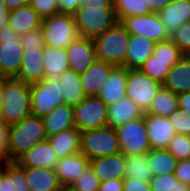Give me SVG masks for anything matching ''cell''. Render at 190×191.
Returning a JSON list of instances; mask_svg holds the SVG:
<instances>
[{"instance_id":"47","label":"cell","mask_w":190,"mask_h":191,"mask_svg":"<svg viewBox=\"0 0 190 191\" xmlns=\"http://www.w3.org/2000/svg\"><path fill=\"white\" fill-rule=\"evenodd\" d=\"M82 8H113V0H79Z\"/></svg>"},{"instance_id":"39","label":"cell","mask_w":190,"mask_h":191,"mask_svg":"<svg viewBox=\"0 0 190 191\" xmlns=\"http://www.w3.org/2000/svg\"><path fill=\"white\" fill-rule=\"evenodd\" d=\"M168 119L176 133L190 135V113L180 108L172 112Z\"/></svg>"},{"instance_id":"14","label":"cell","mask_w":190,"mask_h":191,"mask_svg":"<svg viewBox=\"0 0 190 191\" xmlns=\"http://www.w3.org/2000/svg\"><path fill=\"white\" fill-rule=\"evenodd\" d=\"M70 70L78 74L85 72L96 60L93 39L78 36L66 47Z\"/></svg>"},{"instance_id":"53","label":"cell","mask_w":190,"mask_h":191,"mask_svg":"<svg viewBox=\"0 0 190 191\" xmlns=\"http://www.w3.org/2000/svg\"><path fill=\"white\" fill-rule=\"evenodd\" d=\"M4 2L8 11H11L29 4V0H4Z\"/></svg>"},{"instance_id":"48","label":"cell","mask_w":190,"mask_h":191,"mask_svg":"<svg viewBox=\"0 0 190 191\" xmlns=\"http://www.w3.org/2000/svg\"><path fill=\"white\" fill-rule=\"evenodd\" d=\"M10 126L0 119V151L7 158V146Z\"/></svg>"},{"instance_id":"58","label":"cell","mask_w":190,"mask_h":191,"mask_svg":"<svg viewBox=\"0 0 190 191\" xmlns=\"http://www.w3.org/2000/svg\"><path fill=\"white\" fill-rule=\"evenodd\" d=\"M4 172H5V163H0V178Z\"/></svg>"},{"instance_id":"17","label":"cell","mask_w":190,"mask_h":191,"mask_svg":"<svg viewBox=\"0 0 190 191\" xmlns=\"http://www.w3.org/2000/svg\"><path fill=\"white\" fill-rule=\"evenodd\" d=\"M15 78L27 84L40 82L45 78L43 48L24 49L21 66Z\"/></svg>"},{"instance_id":"49","label":"cell","mask_w":190,"mask_h":191,"mask_svg":"<svg viewBox=\"0 0 190 191\" xmlns=\"http://www.w3.org/2000/svg\"><path fill=\"white\" fill-rule=\"evenodd\" d=\"M124 179H113L101 182L99 191H123Z\"/></svg>"},{"instance_id":"12","label":"cell","mask_w":190,"mask_h":191,"mask_svg":"<svg viewBox=\"0 0 190 191\" xmlns=\"http://www.w3.org/2000/svg\"><path fill=\"white\" fill-rule=\"evenodd\" d=\"M107 107L98 96H86L73 107L75 127L81 132L107 126Z\"/></svg>"},{"instance_id":"2","label":"cell","mask_w":190,"mask_h":191,"mask_svg":"<svg viewBox=\"0 0 190 191\" xmlns=\"http://www.w3.org/2000/svg\"><path fill=\"white\" fill-rule=\"evenodd\" d=\"M3 106L0 119L6 124L19 123L31 115L30 84L11 77L3 78Z\"/></svg>"},{"instance_id":"10","label":"cell","mask_w":190,"mask_h":191,"mask_svg":"<svg viewBox=\"0 0 190 191\" xmlns=\"http://www.w3.org/2000/svg\"><path fill=\"white\" fill-rule=\"evenodd\" d=\"M119 140L121 153L126 155L145 154L151 148L143 117L126 122L115 128Z\"/></svg>"},{"instance_id":"33","label":"cell","mask_w":190,"mask_h":191,"mask_svg":"<svg viewBox=\"0 0 190 191\" xmlns=\"http://www.w3.org/2000/svg\"><path fill=\"white\" fill-rule=\"evenodd\" d=\"M178 108L177 94L161 86L152 100L148 111L144 114H152L160 117H168Z\"/></svg>"},{"instance_id":"3","label":"cell","mask_w":190,"mask_h":191,"mask_svg":"<svg viewBox=\"0 0 190 191\" xmlns=\"http://www.w3.org/2000/svg\"><path fill=\"white\" fill-rule=\"evenodd\" d=\"M130 34L117 21L110 29L93 39L96 59L117 67H125V56Z\"/></svg>"},{"instance_id":"51","label":"cell","mask_w":190,"mask_h":191,"mask_svg":"<svg viewBox=\"0 0 190 191\" xmlns=\"http://www.w3.org/2000/svg\"><path fill=\"white\" fill-rule=\"evenodd\" d=\"M172 0H145L151 13H159Z\"/></svg>"},{"instance_id":"41","label":"cell","mask_w":190,"mask_h":191,"mask_svg":"<svg viewBox=\"0 0 190 191\" xmlns=\"http://www.w3.org/2000/svg\"><path fill=\"white\" fill-rule=\"evenodd\" d=\"M29 4L42 19L60 12L56 0H29Z\"/></svg>"},{"instance_id":"28","label":"cell","mask_w":190,"mask_h":191,"mask_svg":"<svg viewBox=\"0 0 190 191\" xmlns=\"http://www.w3.org/2000/svg\"><path fill=\"white\" fill-rule=\"evenodd\" d=\"M47 138L75 127L73 107L62 104L42 118Z\"/></svg>"},{"instance_id":"25","label":"cell","mask_w":190,"mask_h":191,"mask_svg":"<svg viewBox=\"0 0 190 191\" xmlns=\"http://www.w3.org/2000/svg\"><path fill=\"white\" fill-rule=\"evenodd\" d=\"M41 23L42 18L30 4L8 12L7 26L19 35L41 27Z\"/></svg>"},{"instance_id":"7","label":"cell","mask_w":190,"mask_h":191,"mask_svg":"<svg viewBox=\"0 0 190 191\" xmlns=\"http://www.w3.org/2000/svg\"><path fill=\"white\" fill-rule=\"evenodd\" d=\"M79 36L94 39L118 20L113 8H82L78 7L73 14Z\"/></svg>"},{"instance_id":"60","label":"cell","mask_w":190,"mask_h":191,"mask_svg":"<svg viewBox=\"0 0 190 191\" xmlns=\"http://www.w3.org/2000/svg\"><path fill=\"white\" fill-rule=\"evenodd\" d=\"M17 191H31L30 189H20V190H17Z\"/></svg>"},{"instance_id":"6","label":"cell","mask_w":190,"mask_h":191,"mask_svg":"<svg viewBox=\"0 0 190 191\" xmlns=\"http://www.w3.org/2000/svg\"><path fill=\"white\" fill-rule=\"evenodd\" d=\"M41 28L49 47L66 48L79 36L73 15L61 12L43 18Z\"/></svg>"},{"instance_id":"26","label":"cell","mask_w":190,"mask_h":191,"mask_svg":"<svg viewBox=\"0 0 190 191\" xmlns=\"http://www.w3.org/2000/svg\"><path fill=\"white\" fill-rule=\"evenodd\" d=\"M162 86L177 95L190 92V55H184L170 68Z\"/></svg>"},{"instance_id":"50","label":"cell","mask_w":190,"mask_h":191,"mask_svg":"<svg viewBox=\"0 0 190 191\" xmlns=\"http://www.w3.org/2000/svg\"><path fill=\"white\" fill-rule=\"evenodd\" d=\"M59 7L60 12L65 14L73 15L77 8L79 7V0H56Z\"/></svg>"},{"instance_id":"27","label":"cell","mask_w":190,"mask_h":191,"mask_svg":"<svg viewBox=\"0 0 190 191\" xmlns=\"http://www.w3.org/2000/svg\"><path fill=\"white\" fill-rule=\"evenodd\" d=\"M25 177L31 191H59L61 188L55 169L25 167Z\"/></svg>"},{"instance_id":"32","label":"cell","mask_w":190,"mask_h":191,"mask_svg":"<svg viewBox=\"0 0 190 191\" xmlns=\"http://www.w3.org/2000/svg\"><path fill=\"white\" fill-rule=\"evenodd\" d=\"M147 155L153 176L175 173L177 159L166 148L150 149Z\"/></svg>"},{"instance_id":"56","label":"cell","mask_w":190,"mask_h":191,"mask_svg":"<svg viewBox=\"0 0 190 191\" xmlns=\"http://www.w3.org/2000/svg\"><path fill=\"white\" fill-rule=\"evenodd\" d=\"M59 191H80V190L76 189L72 185H68V186H61Z\"/></svg>"},{"instance_id":"45","label":"cell","mask_w":190,"mask_h":191,"mask_svg":"<svg viewBox=\"0 0 190 191\" xmlns=\"http://www.w3.org/2000/svg\"><path fill=\"white\" fill-rule=\"evenodd\" d=\"M123 191H151L150 182L137 178H124Z\"/></svg>"},{"instance_id":"37","label":"cell","mask_w":190,"mask_h":191,"mask_svg":"<svg viewBox=\"0 0 190 191\" xmlns=\"http://www.w3.org/2000/svg\"><path fill=\"white\" fill-rule=\"evenodd\" d=\"M166 149L177 161L190 159V135L176 133Z\"/></svg>"},{"instance_id":"43","label":"cell","mask_w":190,"mask_h":191,"mask_svg":"<svg viewBox=\"0 0 190 191\" xmlns=\"http://www.w3.org/2000/svg\"><path fill=\"white\" fill-rule=\"evenodd\" d=\"M15 161L5 163V172L0 178V191H15Z\"/></svg>"},{"instance_id":"54","label":"cell","mask_w":190,"mask_h":191,"mask_svg":"<svg viewBox=\"0 0 190 191\" xmlns=\"http://www.w3.org/2000/svg\"><path fill=\"white\" fill-rule=\"evenodd\" d=\"M8 12L7 8H0V31L7 26Z\"/></svg>"},{"instance_id":"34","label":"cell","mask_w":190,"mask_h":191,"mask_svg":"<svg viewBox=\"0 0 190 191\" xmlns=\"http://www.w3.org/2000/svg\"><path fill=\"white\" fill-rule=\"evenodd\" d=\"M125 167V177L137 178L145 182H150L153 177L152 170L149 167L147 153L126 155Z\"/></svg>"},{"instance_id":"46","label":"cell","mask_w":190,"mask_h":191,"mask_svg":"<svg viewBox=\"0 0 190 191\" xmlns=\"http://www.w3.org/2000/svg\"><path fill=\"white\" fill-rule=\"evenodd\" d=\"M20 189H29L26 185L25 167H21L15 161V191Z\"/></svg>"},{"instance_id":"24","label":"cell","mask_w":190,"mask_h":191,"mask_svg":"<svg viewBox=\"0 0 190 191\" xmlns=\"http://www.w3.org/2000/svg\"><path fill=\"white\" fill-rule=\"evenodd\" d=\"M155 42L140 35H130L127 53L125 56V68L139 69L144 61L154 51Z\"/></svg>"},{"instance_id":"42","label":"cell","mask_w":190,"mask_h":191,"mask_svg":"<svg viewBox=\"0 0 190 191\" xmlns=\"http://www.w3.org/2000/svg\"><path fill=\"white\" fill-rule=\"evenodd\" d=\"M20 44L24 49L26 48H44V37L42 28L39 27L35 30L29 31L20 38Z\"/></svg>"},{"instance_id":"36","label":"cell","mask_w":190,"mask_h":191,"mask_svg":"<svg viewBox=\"0 0 190 191\" xmlns=\"http://www.w3.org/2000/svg\"><path fill=\"white\" fill-rule=\"evenodd\" d=\"M150 186L151 191H190V185L180 182L175 174L153 176Z\"/></svg>"},{"instance_id":"15","label":"cell","mask_w":190,"mask_h":191,"mask_svg":"<svg viewBox=\"0 0 190 191\" xmlns=\"http://www.w3.org/2000/svg\"><path fill=\"white\" fill-rule=\"evenodd\" d=\"M58 161L59 158L48 140L37 143L16 160L21 167L49 169H55Z\"/></svg>"},{"instance_id":"9","label":"cell","mask_w":190,"mask_h":191,"mask_svg":"<svg viewBox=\"0 0 190 191\" xmlns=\"http://www.w3.org/2000/svg\"><path fill=\"white\" fill-rule=\"evenodd\" d=\"M21 35L9 26L0 31V77L11 78L18 75L24 48L20 44Z\"/></svg>"},{"instance_id":"31","label":"cell","mask_w":190,"mask_h":191,"mask_svg":"<svg viewBox=\"0 0 190 191\" xmlns=\"http://www.w3.org/2000/svg\"><path fill=\"white\" fill-rule=\"evenodd\" d=\"M64 104L69 106L78 105L86 95L81 85L80 74L73 70L65 71L59 78Z\"/></svg>"},{"instance_id":"21","label":"cell","mask_w":190,"mask_h":191,"mask_svg":"<svg viewBox=\"0 0 190 191\" xmlns=\"http://www.w3.org/2000/svg\"><path fill=\"white\" fill-rule=\"evenodd\" d=\"M143 111L137 104L125 96L107 107V126L117 128L128 121L143 117Z\"/></svg>"},{"instance_id":"55","label":"cell","mask_w":190,"mask_h":191,"mask_svg":"<svg viewBox=\"0 0 190 191\" xmlns=\"http://www.w3.org/2000/svg\"><path fill=\"white\" fill-rule=\"evenodd\" d=\"M4 93H3V78L0 79V113L2 110V106H3V97Z\"/></svg>"},{"instance_id":"35","label":"cell","mask_w":190,"mask_h":191,"mask_svg":"<svg viewBox=\"0 0 190 191\" xmlns=\"http://www.w3.org/2000/svg\"><path fill=\"white\" fill-rule=\"evenodd\" d=\"M113 9L117 20L120 22L128 16L151 13L145 0H113Z\"/></svg>"},{"instance_id":"8","label":"cell","mask_w":190,"mask_h":191,"mask_svg":"<svg viewBox=\"0 0 190 191\" xmlns=\"http://www.w3.org/2000/svg\"><path fill=\"white\" fill-rule=\"evenodd\" d=\"M31 115L45 117L55 107L64 104L59 80L45 77L40 82L30 84Z\"/></svg>"},{"instance_id":"19","label":"cell","mask_w":190,"mask_h":191,"mask_svg":"<svg viewBox=\"0 0 190 191\" xmlns=\"http://www.w3.org/2000/svg\"><path fill=\"white\" fill-rule=\"evenodd\" d=\"M90 166L100 182L124 179L126 176L125 155L121 152L90 160Z\"/></svg>"},{"instance_id":"16","label":"cell","mask_w":190,"mask_h":191,"mask_svg":"<svg viewBox=\"0 0 190 191\" xmlns=\"http://www.w3.org/2000/svg\"><path fill=\"white\" fill-rule=\"evenodd\" d=\"M145 124L151 149L167 148L176 135L168 117L145 114Z\"/></svg>"},{"instance_id":"22","label":"cell","mask_w":190,"mask_h":191,"mask_svg":"<svg viewBox=\"0 0 190 191\" xmlns=\"http://www.w3.org/2000/svg\"><path fill=\"white\" fill-rule=\"evenodd\" d=\"M115 66L95 60L89 68L80 74L81 85L86 96H97Z\"/></svg>"},{"instance_id":"59","label":"cell","mask_w":190,"mask_h":191,"mask_svg":"<svg viewBox=\"0 0 190 191\" xmlns=\"http://www.w3.org/2000/svg\"><path fill=\"white\" fill-rule=\"evenodd\" d=\"M0 8H6L4 0H0Z\"/></svg>"},{"instance_id":"57","label":"cell","mask_w":190,"mask_h":191,"mask_svg":"<svg viewBox=\"0 0 190 191\" xmlns=\"http://www.w3.org/2000/svg\"><path fill=\"white\" fill-rule=\"evenodd\" d=\"M7 158L6 156L0 151V163H6Z\"/></svg>"},{"instance_id":"29","label":"cell","mask_w":190,"mask_h":191,"mask_svg":"<svg viewBox=\"0 0 190 191\" xmlns=\"http://www.w3.org/2000/svg\"><path fill=\"white\" fill-rule=\"evenodd\" d=\"M43 66L45 77L59 80L61 75L70 69L66 48H43Z\"/></svg>"},{"instance_id":"1","label":"cell","mask_w":190,"mask_h":191,"mask_svg":"<svg viewBox=\"0 0 190 191\" xmlns=\"http://www.w3.org/2000/svg\"><path fill=\"white\" fill-rule=\"evenodd\" d=\"M47 140L43 120L27 116L19 123L10 125L7 146V161H16L37 143Z\"/></svg>"},{"instance_id":"5","label":"cell","mask_w":190,"mask_h":191,"mask_svg":"<svg viewBox=\"0 0 190 191\" xmlns=\"http://www.w3.org/2000/svg\"><path fill=\"white\" fill-rule=\"evenodd\" d=\"M183 56L184 54L171 39L157 42L153 54L144 61L139 69L151 79L162 84L170 68Z\"/></svg>"},{"instance_id":"30","label":"cell","mask_w":190,"mask_h":191,"mask_svg":"<svg viewBox=\"0 0 190 191\" xmlns=\"http://www.w3.org/2000/svg\"><path fill=\"white\" fill-rule=\"evenodd\" d=\"M80 133L76 127H73L48 137L47 140L61 159L80 152Z\"/></svg>"},{"instance_id":"11","label":"cell","mask_w":190,"mask_h":191,"mask_svg":"<svg viewBox=\"0 0 190 191\" xmlns=\"http://www.w3.org/2000/svg\"><path fill=\"white\" fill-rule=\"evenodd\" d=\"M162 84L140 69H127L126 96L146 113Z\"/></svg>"},{"instance_id":"4","label":"cell","mask_w":190,"mask_h":191,"mask_svg":"<svg viewBox=\"0 0 190 191\" xmlns=\"http://www.w3.org/2000/svg\"><path fill=\"white\" fill-rule=\"evenodd\" d=\"M80 152L89 160L120 153L121 150L115 128L105 126L81 131Z\"/></svg>"},{"instance_id":"18","label":"cell","mask_w":190,"mask_h":191,"mask_svg":"<svg viewBox=\"0 0 190 191\" xmlns=\"http://www.w3.org/2000/svg\"><path fill=\"white\" fill-rule=\"evenodd\" d=\"M159 15L168 37L171 38L182 24L190 21V0H172Z\"/></svg>"},{"instance_id":"23","label":"cell","mask_w":190,"mask_h":191,"mask_svg":"<svg viewBox=\"0 0 190 191\" xmlns=\"http://www.w3.org/2000/svg\"><path fill=\"white\" fill-rule=\"evenodd\" d=\"M127 68L115 66L97 95L106 105L126 96Z\"/></svg>"},{"instance_id":"20","label":"cell","mask_w":190,"mask_h":191,"mask_svg":"<svg viewBox=\"0 0 190 191\" xmlns=\"http://www.w3.org/2000/svg\"><path fill=\"white\" fill-rule=\"evenodd\" d=\"M90 165V160L81 152L59 159L55 166L61 186L72 185Z\"/></svg>"},{"instance_id":"40","label":"cell","mask_w":190,"mask_h":191,"mask_svg":"<svg viewBox=\"0 0 190 191\" xmlns=\"http://www.w3.org/2000/svg\"><path fill=\"white\" fill-rule=\"evenodd\" d=\"M170 39L184 55H190V21L182 24Z\"/></svg>"},{"instance_id":"13","label":"cell","mask_w":190,"mask_h":191,"mask_svg":"<svg viewBox=\"0 0 190 191\" xmlns=\"http://www.w3.org/2000/svg\"><path fill=\"white\" fill-rule=\"evenodd\" d=\"M121 23L130 35H140L155 43L169 40L159 13L125 17Z\"/></svg>"},{"instance_id":"52","label":"cell","mask_w":190,"mask_h":191,"mask_svg":"<svg viewBox=\"0 0 190 191\" xmlns=\"http://www.w3.org/2000/svg\"><path fill=\"white\" fill-rule=\"evenodd\" d=\"M178 108L190 113V92H183L177 95Z\"/></svg>"},{"instance_id":"44","label":"cell","mask_w":190,"mask_h":191,"mask_svg":"<svg viewBox=\"0 0 190 191\" xmlns=\"http://www.w3.org/2000/svg\"><path fill=\"white\" fill-rule=\"evenodd\" d=\"M174 174L180 182L190 185V159L177 161Z\"/></svg>"},{"instance_id":"38","label":"cell","mask_w":190,"mask_h":191,"mask_svg":"<svg viewBox=\"0 0 190 191\" xmlns=\"http://www.w3.org/2000/svg\"><path fill=\"white\" fill-rule=\"evenodd\" d=\"M100 184L99 178L89 165L72 186L80 191H99Z\"/></svg>"}]
</instances>
